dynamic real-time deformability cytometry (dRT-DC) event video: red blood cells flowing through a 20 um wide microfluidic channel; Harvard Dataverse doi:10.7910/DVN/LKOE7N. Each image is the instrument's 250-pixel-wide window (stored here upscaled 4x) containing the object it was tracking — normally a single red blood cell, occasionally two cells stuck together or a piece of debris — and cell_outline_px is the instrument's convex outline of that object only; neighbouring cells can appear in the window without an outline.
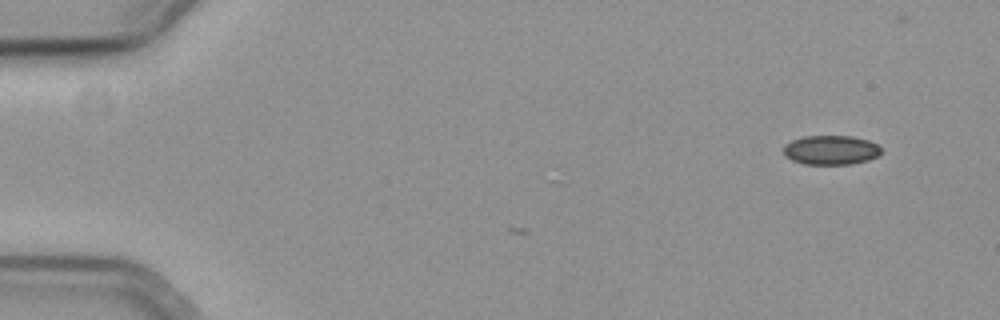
{"species": "common noctule bat (a hibernating species)", "species_latin": "Nyctalus noctula", "temperature_condition": "cold", "stored_images_in_passage": 5, "camera_frame_rate_fps": 3000, "um_per_image_px": 0.085, "animal": {"sex": "female", "body_mass_g": 19.3, "forearm_length_mm": 54.1}, "frame": {"image": 1, "passage_image": 1, "time_ms": 0.0, "image_size_px": [1000, 320], "cell_outline_px": [[880, 152], [876, 156], [868, 160], [848, 164], [804, 164], [792, 160], [784, 156], [784, 144], [792, 140], [804, 136], [852, 136], [868, 140], [876, 144], [880, 148]], "centroid_in_image_um": [70.58, 12.75], "position_along_channel_um": 14.4, "area_um2": 16.59}}